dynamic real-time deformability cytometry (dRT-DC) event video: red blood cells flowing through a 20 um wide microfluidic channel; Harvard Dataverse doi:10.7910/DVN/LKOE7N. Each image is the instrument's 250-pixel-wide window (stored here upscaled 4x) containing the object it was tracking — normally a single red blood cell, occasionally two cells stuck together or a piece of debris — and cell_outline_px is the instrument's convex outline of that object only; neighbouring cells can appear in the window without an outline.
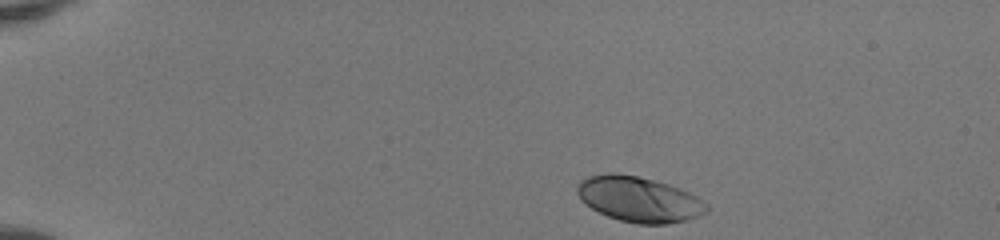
{"species": "human", "species_latin": "Homo sapiens", "temperature_condition": "room temperature", "stored_images_in_passage": 42, "camera_frame_rate_fps": 3000, "um_per_image_px": 0.085, "donor": {"sex": "female"}, "frame": {"image": 1, "passage_image": 1, "time_ms": 0.0, "image_size_px": [1000, 240], "cell_outline_px": [[708, 212], [700, 216], [688, 220], [668, 224], [640, 224], [620, 220], [608, 216], [592, 208], [580, 200], [576, 192], [576, 188], [580, 180], [588, 176], [608, 172], [616, 172], [656, 180], [680, 188], [696, 196], [708, 204]], "centroid_in_image_um": [54.32, 16.93], "position_along_channel_um": 30.7, "area_um2": 34.51}}
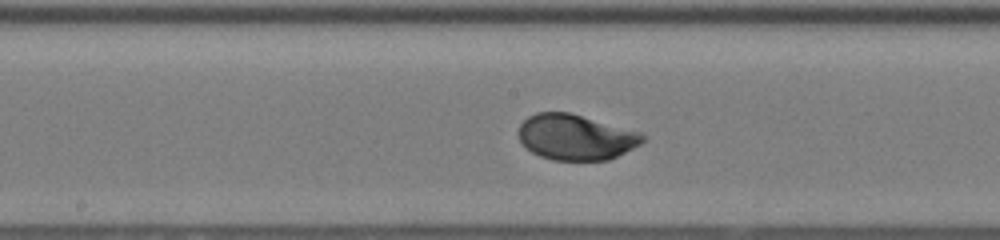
{"frame": {"image": 2, "passage_image": 20, "time_ms": 6.333, "image_size_px": [1000, 240], "cell_outline_px": [[648, 136], [640, 144], [608, 160], [552, 160], [540, 156], [532, 152], [520, 140], [516, 132], [520, 124], [528, 116], [536, 112], [568, 112], [640, 132]], "centroid_in_image_um": [48.91, 11.65], "position_along_channel_um": 199.3, "area_um2": 32.83}}
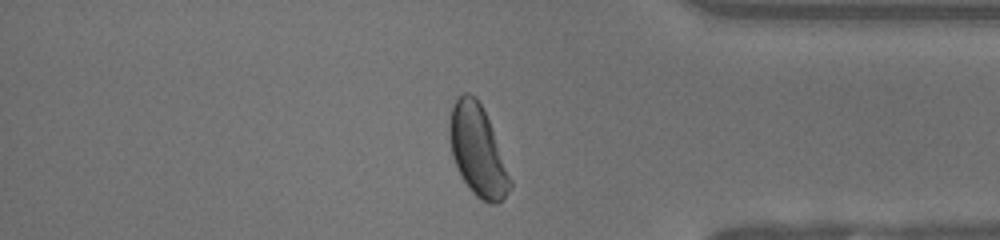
{"frame": {"image": 3, "passage_image": 35, "time_ms": 11.333, "image_size_px": [1000, 240], "cell_outline_px": [[512, 188], [496, 204], [488, 204], [480, 200], [472, 192], [460, 176], [456, 168], [452, 156], [448, 132], [448, 124], [452, 104], [464, 92], [468, 92], [476, 96], [492, 128], [512, 180]], "centroid_in_image_um": [40.58, 12.82], "position_along_channel_um": 394.6, "area_um2": 32.14}, "authors_computed_cell_mechanics": {"area_um2": 33.2061, "velocity_mm_per_s": 4.1381, "shape_relaxation_time_tau1_ms": 2.0088, "shape_relaxation_time_tau2_ms": null, "deformation_change_tau1": 0.1497, "deformation_change_tau2": null}}